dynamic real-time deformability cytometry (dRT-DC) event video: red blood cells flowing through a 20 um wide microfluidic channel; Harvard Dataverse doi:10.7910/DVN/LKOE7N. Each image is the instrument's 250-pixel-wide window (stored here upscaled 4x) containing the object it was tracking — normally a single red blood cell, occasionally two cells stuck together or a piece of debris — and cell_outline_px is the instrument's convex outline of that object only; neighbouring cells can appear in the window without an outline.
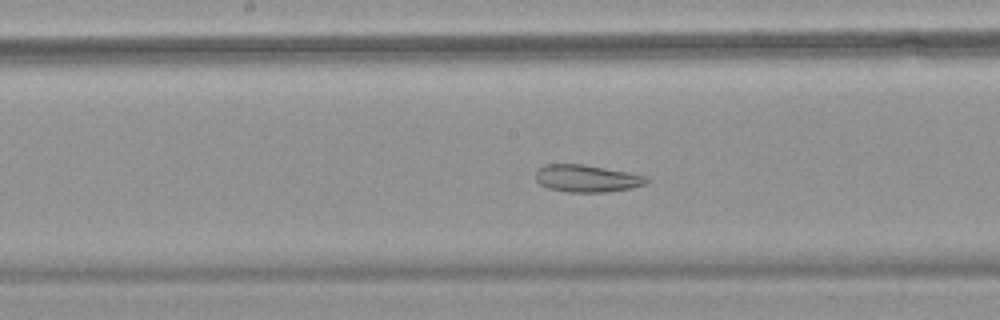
{"species": "common noctule bat (a hibernating species)", "species_latin": "Nyctalus noctula", "temperature_condition": "warm", "stored_images_in_passage": 60, "camera_frame_rate_fps": 3000, "um_per_image_px": 0.085, "animal": {"sex": "female", "body_mass_g": 18.4}, "frame": {"image": 1, "passage_image": 33, "time_ms": 10.667, "image_size_px": [1000, 320], "cell_outline_px": [[648, 180], [644, 184], [628, 188], [604, 192], [568, 192], [548, 188], [540, 184], [536, 180], [536, 168], [544, 164], [580, 164], [628, 172], [648, 176]], "centroid_in_image_um": [49.82, 15.16], "position_along_channel_um": 198.4, "area_um2": 17.46}}
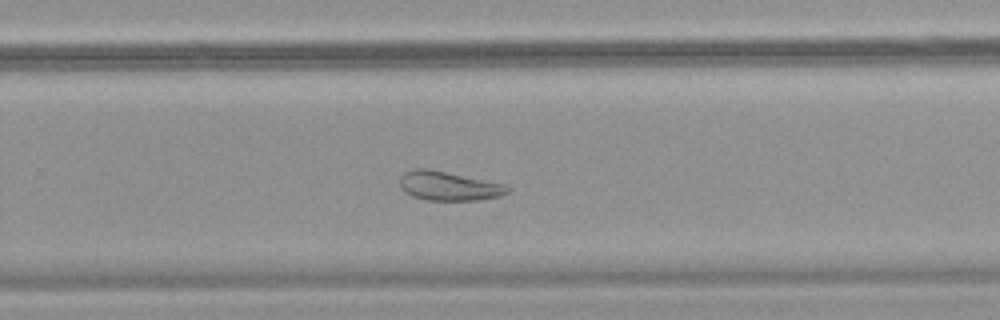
{"frame": {"image": 2, "passage_image": 41, "time_ms": 13.333, "image_size_px": [1000, 320], "cell_outline_px": [[512, 188], [508, 192], [500, 196], [476, 200], [424, 200], [412, 196], [404, 192], [400, 184], [400, 176], [404, 172], [412, 168], [428, 168], [504, 184]], "centroid_in_image_um": [38.11, 15.8], "position_along_channel_um": 291.7, "area_um2": 18.32}}
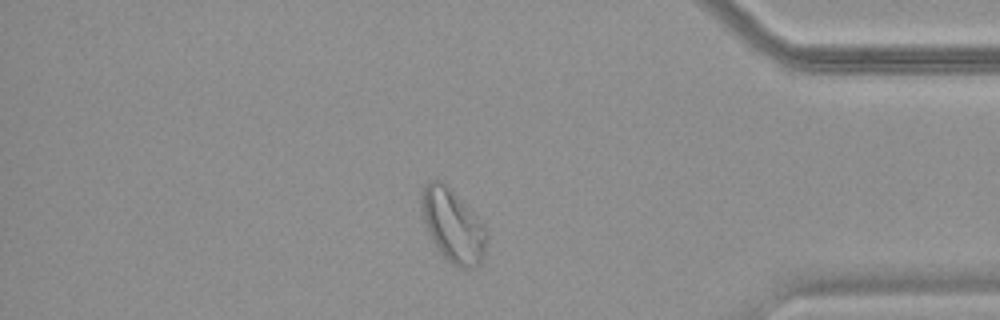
{"frame": {"image": 3, "passage_image": 52, "time_ms": 17.0, "image_size_px": [1000, 320], "cell_outline_px": [[484, 256], [480, 264], [472, 268], [464, 268], [452, 264], [444, 256], [428, 232], [424, 220], [424, 188], [428, 180], [440, 180], [448, 184], [476, 216], [484, 228]], "centroid_in_image_um": [38.51, 19.17], "position_along_channel_um": 396.7, "area_um2": 26.47}, "authors_computed_cell_mechanics": {"area_um2": 26.877, "velocity_mm_per_s": 3.5132, "shape_relaxation_time_tau1_ms": null, "shape_relaxation_time_tau2_ms": 2.7528, "deformation_change_tau1": null, "deformation_change_tau2": 0.0959}}